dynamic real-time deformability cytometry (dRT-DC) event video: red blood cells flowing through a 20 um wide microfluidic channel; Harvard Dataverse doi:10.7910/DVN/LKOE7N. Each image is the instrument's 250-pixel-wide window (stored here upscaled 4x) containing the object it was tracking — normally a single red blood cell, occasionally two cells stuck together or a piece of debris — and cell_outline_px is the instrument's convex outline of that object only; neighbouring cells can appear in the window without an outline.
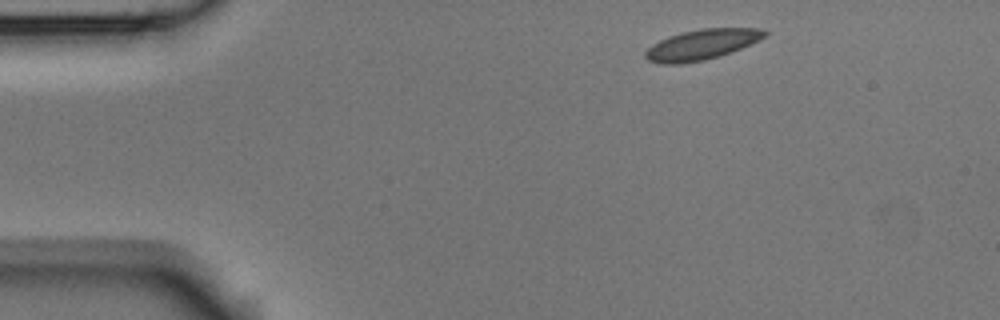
{"species": "Egyptian fruit bat (a non-hibernating species)", "species_latin": "Rousettus aegyptiacus", "temperature_condition": "room temperature", "stored_images_in_passage": 3, "camera_frame_rate_fps": 3000, "um_per_image_px": 0.085, "animal": {"sex": "male"}, "frame": {"image": 1, "passage_image": 1, "time_ms": 0.0, "image_size_px": [1000, 320], "cell_outline_px": [[768, 36], [760, 40], [732, 52], [720, 56], [704, 60], [680, 64], [660, 64], [648, 60], [644, 56], [644, 52], [652, 44], [668, 36], [700, 28], [760, 28], [768, 32]], "centroid_in_image_um": [59.66, 3.79], "position_along_channel_um": 25.3, "area_um2": 21.27}}